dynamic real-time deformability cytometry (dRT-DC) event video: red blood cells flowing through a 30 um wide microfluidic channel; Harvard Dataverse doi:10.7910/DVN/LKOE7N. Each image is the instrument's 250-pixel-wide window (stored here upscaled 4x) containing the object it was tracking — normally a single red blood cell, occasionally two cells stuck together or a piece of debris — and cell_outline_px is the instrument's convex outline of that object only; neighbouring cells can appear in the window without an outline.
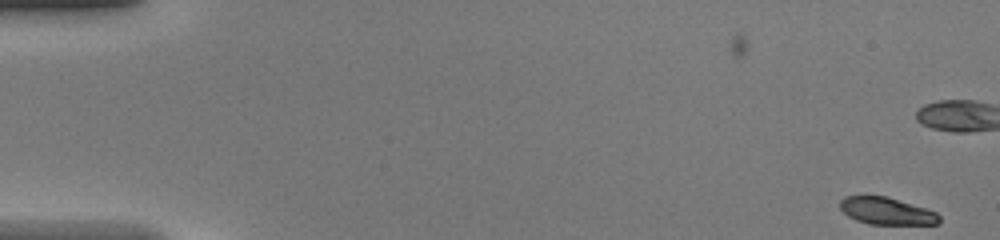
{"species": "common noctule bat (a hibernating species)", "species_latin": "Nyctalus noctula", "temperature_condition": "warm", "stored_images_in_passage": 3, "camera_frame_rate_fps": 3000, "um_per_image_px": 0.085, "animal": {"sex": "female", "body_mass_g": 20.0, "forearm_length_mm": 54.0}, "frame": {"image": 1, "passage_image": 3, "time_ms": 0.667, "image_size_px": [1000, 240], "cell_outline_px": [[940, 224], [868, 224], [856, 220], [848, 216], [840, 208], [840, 200], [844, 196], [888, 196], [936, 212], [940, 216]], "centroid_in_image_um": [75.35, 17.94], "position_along_channel_um": 9.6, "area_um2": 15.66}}